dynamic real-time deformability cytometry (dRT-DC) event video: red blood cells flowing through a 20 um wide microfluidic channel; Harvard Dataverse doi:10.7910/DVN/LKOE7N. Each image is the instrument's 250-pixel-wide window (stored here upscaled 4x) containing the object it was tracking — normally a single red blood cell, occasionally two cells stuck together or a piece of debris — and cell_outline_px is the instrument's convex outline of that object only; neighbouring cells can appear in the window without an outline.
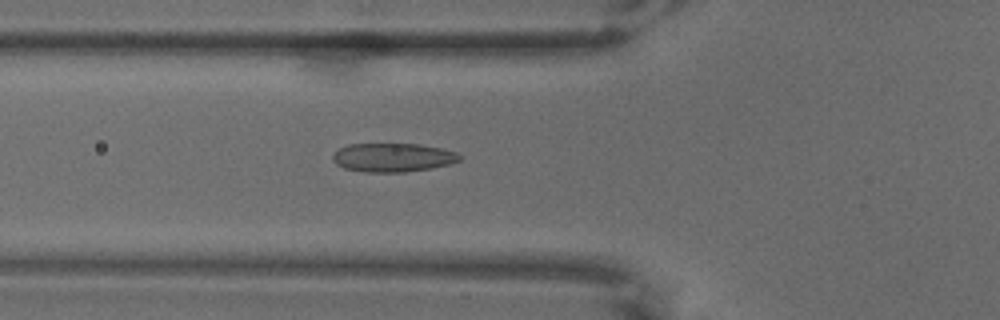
{"species": "common noctule bat (a hibernating species)", "species_latin": "Nyctalus noctula", "temperature_condition": "warm", "stored_images_in_passage": 6, "camera_frame_rate_fps": 3000, "um_per_image_px": 0.085, "animal": {"sex": "male", "body_mass_g": 18.8}, "frame": {"image": 1, "passage_image": 6, "time_ms": 1.667, "image_size_px": [1000, 320], "cell_outline_px": [[460, 160], [452, 164], [404, 172], [364, 172], [344, 168], [336, 164], [332, 160], [332, 156], [340, 148], [348, 144], [420, 144], [440, 148], [456, 152], [460, 156]], "centroid_in_image_um": [33.38, 13.39], "position_along_channel_um": 92.4, "area_um2": 21.15}}